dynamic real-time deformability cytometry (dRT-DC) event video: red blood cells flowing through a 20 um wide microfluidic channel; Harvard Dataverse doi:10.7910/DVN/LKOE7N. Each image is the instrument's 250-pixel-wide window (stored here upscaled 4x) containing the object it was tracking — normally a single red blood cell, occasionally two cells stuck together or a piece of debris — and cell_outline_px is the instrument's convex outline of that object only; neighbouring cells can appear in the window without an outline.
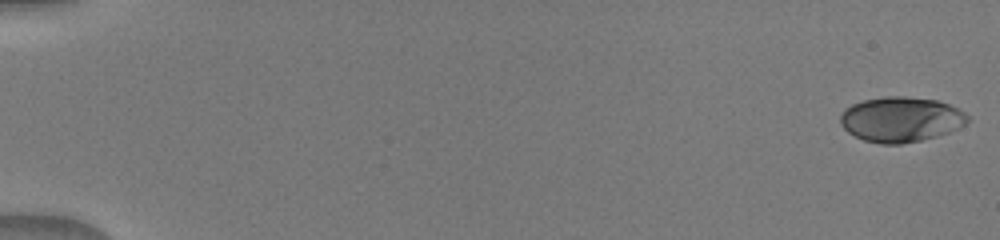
{"species": "human", "species_latin": "Homo sapiens", "temperature_condition": "warm", "stored_images_in_passage": 51, "camera_frame_rate_fps": 3000, "um_per_image_px": 0.085, "donor": {"sex": "male"}, "frame": {"image": 1, "passage_image": 1, "time_ms": 0.0, "image_size_px": [1000, 240], "cell_outline_px": [[968, 120], [964, 124], [948, 132], [936, 136], [920, 140], [900, 144], [880, 144], [864, 140], [848, 132], [840, 124], [840, 116], [844, 108], [852, 104], [864, 100], [884, 96], [904, 96], [936, 100], [948, 104], [964, 112], [968, 116]], "centroid_in_image_um": [76.53, 10.14], "position_along_channel_um": 8.5, "area_um2": 33.23}}
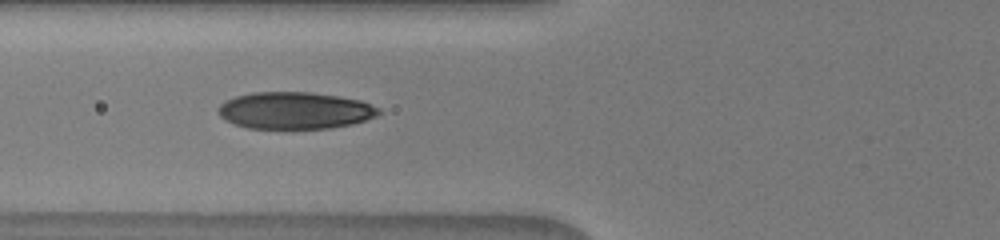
{"frame": {"image": 2, "passage_image": 21, "time_ms": 6.667, "image_size_px": [1000, 240], "cell_outline_px": [[380, 112], [376, 116], [352, 124], [328, 128], [248, 128], [224, 120], [216, 112], [216, 108], [220, 104], [236, 96], [252, 92], [312, 92], [340, 96], [360, 100], [380, 108]], "centroid_in_image_um": [25.04, 9.38], "position_along_channel_um": 100.8, "area_um2": 34.56}}
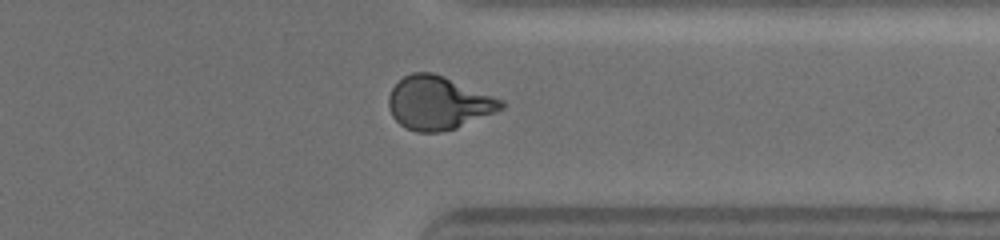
{"frame": {"image": 3, "passage_image": 41, "time_ms": 13.333, "image_size_px": [1000, 240], "cell_outline_px": [[504, 108], [456, 128], [440, 132], [416, 132], [404, 128], [392, 116], [388, 108], [388, 96], [392, 88], [404, 76], [412, 72], [432, 72], [444, 76], [504, 100]], "centroid_in_image_um": [37.23, 8.75], "position_along_channel_um": 374.2, "area_um2": 34.91}}